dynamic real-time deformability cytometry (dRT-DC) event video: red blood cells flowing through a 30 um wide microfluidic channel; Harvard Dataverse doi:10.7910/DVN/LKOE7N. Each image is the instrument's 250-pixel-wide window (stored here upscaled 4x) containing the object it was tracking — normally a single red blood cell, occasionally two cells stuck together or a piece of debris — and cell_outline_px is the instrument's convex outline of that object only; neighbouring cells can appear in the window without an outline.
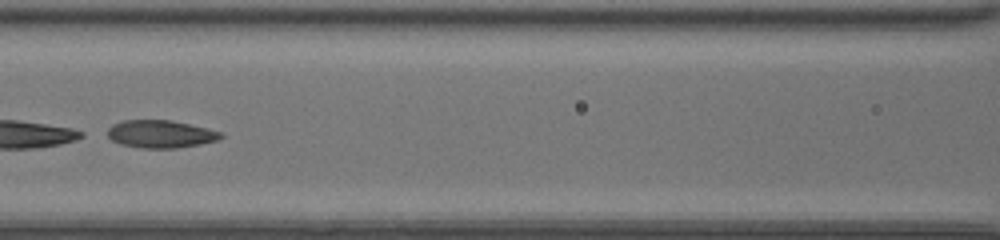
{"species": "common noctule bat (a hibernating species)", "species_latin": "Nyctalus noctula", "temperature_condition": "room temperature", "stored_images_in_passage": 50, "camera_frame_rate_fps": 3000, "um_per_image_px": 0.085, "animal": {"sex": "female", "body_mass_g": 20.0, "forearm_length_mm": 54.0}, "frame": {"image": 1, "passage_image": 26, "time_ms": 8.333, "image_size_px": [1000, 240], "cell_outline_px": [[224, 136], [220, 140], [200, 144], [176, 148], [140, 148], [120, 144], [112, 140], [108, 136], [108, 128], [112, 124], [124, 120], [172, 120], [208, 128], [224, 132]], "centroid_in_image_um": [13.69, 11.39], "position_along_channel_um": 152.9, "area_um2": 18.5}, "authors_computed_cell_mechanics": {"area_um2": 19.652, "velocity_mm_per_s": 4.237, "shape_relaxation_time_tau1_ms": 0.6851, "shape_relaxation_time_tau2_ms": 2.3928, "deformation_change_tau1": 0.2694, "deformation_change_tau2": 0.0896}}